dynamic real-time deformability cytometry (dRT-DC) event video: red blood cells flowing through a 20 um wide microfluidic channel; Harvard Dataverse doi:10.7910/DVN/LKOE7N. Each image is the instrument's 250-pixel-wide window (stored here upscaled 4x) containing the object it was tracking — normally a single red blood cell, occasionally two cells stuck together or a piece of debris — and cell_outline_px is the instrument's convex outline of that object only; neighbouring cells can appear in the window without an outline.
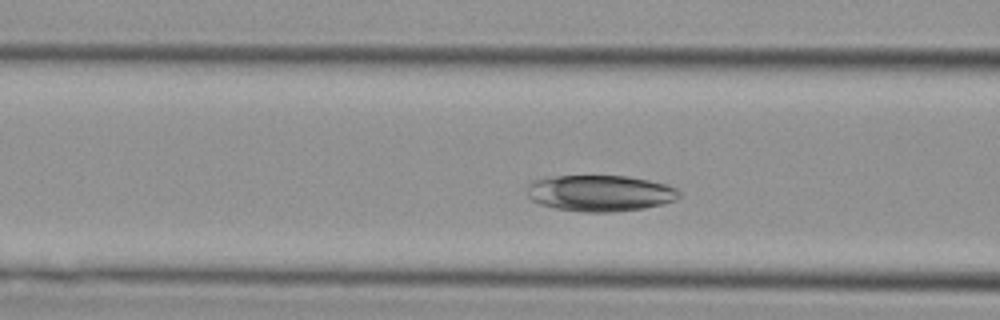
{"species": "Egyptian fruit bat (a non-hibernating species)", "species_latin": "Rousettus aegyptiacus", "temperature_condition": "cold", "stored_images_in_passage": 41, "camera_frame_rate_fps": 3000, "um_per_image_px": 0.085, "animal": {"sex": "female"}, "frame": {"image": 1, "passage_image": 11, "time_ms": 3.333, "image_size_px": [1000, 320], "cell_outline_px": [[680, 196], [676, 200], [644, 208], [612, 212], [580, 212], [556, 208], [540, 204], [532, 200], [528, 196], [528, 184], [532, 180], [548, 176], [628, 176], [668, 184], [676, 188], [680, 192]], "centroid_in_image_um": [51.0, 16.41], "position_along_channel_um": 115.6, "area_um2": 32.25}}
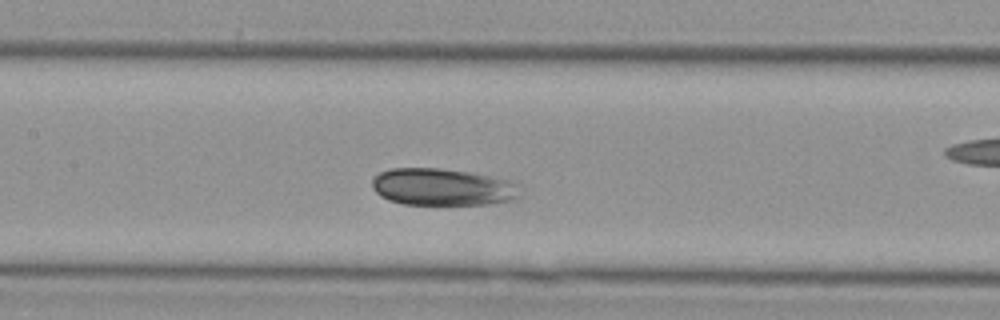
{"frame": {"image": 2, "passage_image": 15, "time_ms": 4.667, "image_size_px": [1000, 320], "cell_outline_px": [[520, 196], [508, 200], [488, 204], [404, 204], [388, 200], [380, 196], [372, 188], [372, 180], [380, 172], [392, 168], [440, 168], [468, 172], [512, 180], [520, 184]], "centroid_in_image_um": [37.62, 15.89], "position_along_channel_um": 169.8, "area_um2": 32.02}}
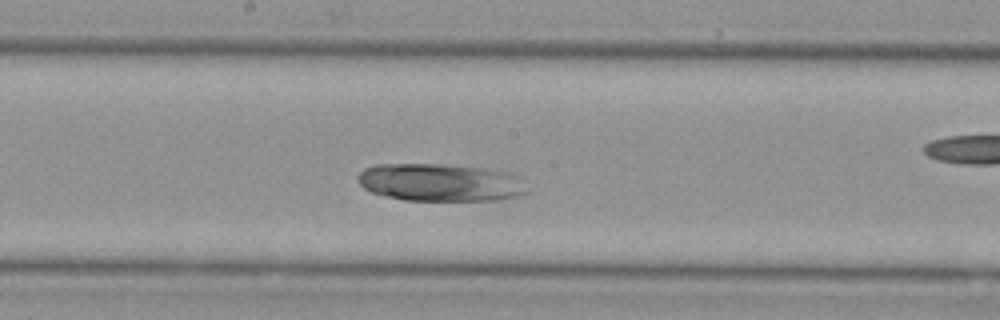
{"frame": {"image": 3, "passage_image": 18, "time_ms": 5.667, "image_size_px": [1000, 320], "cell_outline_px": [[528, 192], [520, 196], [496, 200], [404, 200], [384, 196], [372, 192], [364, 188], [360, 184], [356, 176], [364, 168], [376, 164], [440, 164], [484, 168], [512, 172], [516, 176]], "centroid_in_image_um": [37.39, 15.5], "position_along_channel_um": 210.8, "area_um2": 37.17}}